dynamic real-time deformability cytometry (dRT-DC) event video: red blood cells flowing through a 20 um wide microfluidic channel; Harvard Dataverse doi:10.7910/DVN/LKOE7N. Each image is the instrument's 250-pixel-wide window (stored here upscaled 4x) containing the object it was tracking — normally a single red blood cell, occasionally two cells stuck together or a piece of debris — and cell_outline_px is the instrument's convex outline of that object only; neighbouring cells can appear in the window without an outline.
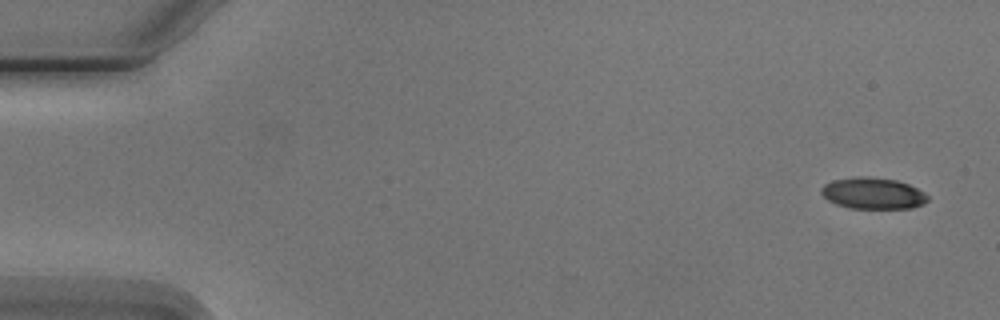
{"species": "Egyptian fruit bat (a non-hibernating species)", "species_latin": "Rousettus aegyptiacus", "temperature_condition": "cold", "stored_images_in_passage": 4, "camera_frame_rate_fps": 3000, "um_per_image_px": 0.085, "animal": {"sex": "male"}, "frame": {"image": 1, "passage_image": 1, "time_ms": 0.0, "image_size_px": [1000, 320], "cell_outline_px": [[928, 200], [924, 204], [912, 208], [848, 208], [836, 204], [828, 200], [820, 192], [820, 188], [824, 184], [832, 180], [856, 176], [868, 176], [896, 180], [908, 184], [924, 192], [928, 196]], "centroid_in_image_um": [74.18, 16.42], "position_along_channel_um": 10.8, "area_um2": 19.59}}
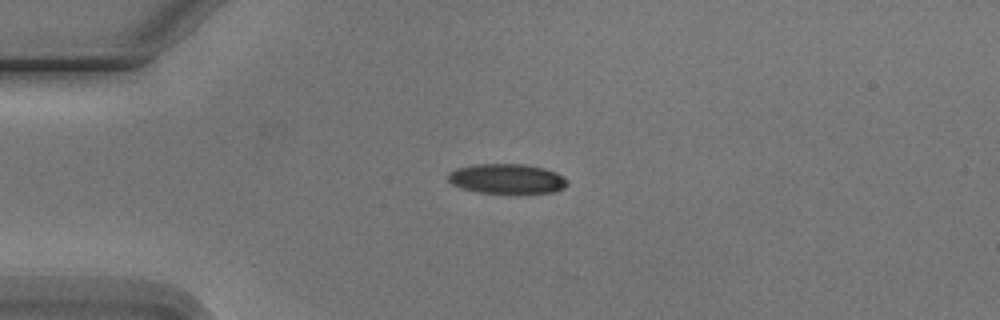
{"frame": {"image": 2, "passage_image": 4, "time_ms": 3.667, "image_size_px": [1000, 320], "cell_outline_px": [[568, 184], [564, 188], [552, 192], [480, 192], [460, 188], [452, 184], [448, 180], [448, 172], [456, 168], [476, 164], [524, 164], [544, 168], [556, 172], [564, 176], [568, 180]], "centroid_in_image_um": [43.08, 15.17], "position_along_channel_um": 41.9, "area_um2": 20.58}}